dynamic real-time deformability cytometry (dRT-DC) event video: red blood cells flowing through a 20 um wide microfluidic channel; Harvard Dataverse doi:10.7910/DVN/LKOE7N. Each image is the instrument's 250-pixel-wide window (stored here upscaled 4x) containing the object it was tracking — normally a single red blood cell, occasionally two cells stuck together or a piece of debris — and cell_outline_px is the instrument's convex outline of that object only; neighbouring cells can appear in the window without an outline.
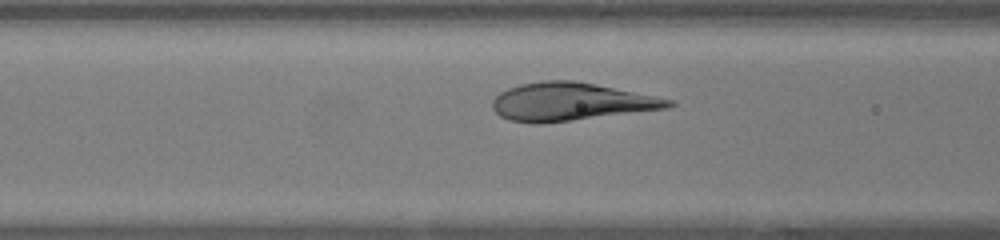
{"species": "human", "species_latin": "Homo sapiens", "temperature_condition": "warm", "stored_images_in_passage": 33, "camera_frame_rate_fps": 3000, "um_per_image_px": 0.085, "donor": {"sex": "female"}, "frame": {"image": 1, "passage_image": 11, "time_ms": 3.333, "image_size_px": [1000, 240], "cell_outline_px": [[676, 104], [668, 108], [544, 124], [532, 124], [508, 120], [500, 116], [492, 108], [492, 100], [500, 92], [508, 88], [520, 84], [544, 80], [576, 80], [596, 84], [672, 100]], "centroid_in_image_um": [48.45, 8.66], "position_along_channel_um": 118.1, "area_um2": 39.02}}
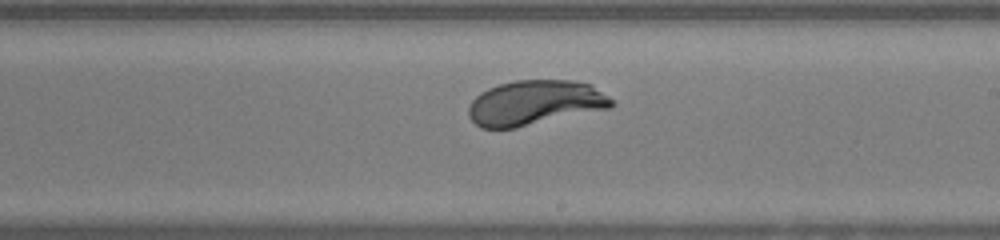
{"frame": {"image": 2, "passage_image": 20, "time_ms": 6.333, "image_size_px": [1000, 240], "cell_outline_px": [[616, 104], [612, 108], [516, 128], [480, 128], [468, 116], [468, 108], [472, 100], [480, 92], [488, 88], [500, 84], [516, 80], [572, 80], [592, 84], [608, 96]], "centroid_in_image_um": [45.49, 8.74], "position_along_channel_um": 243.5, "area_um2": 37.69}}
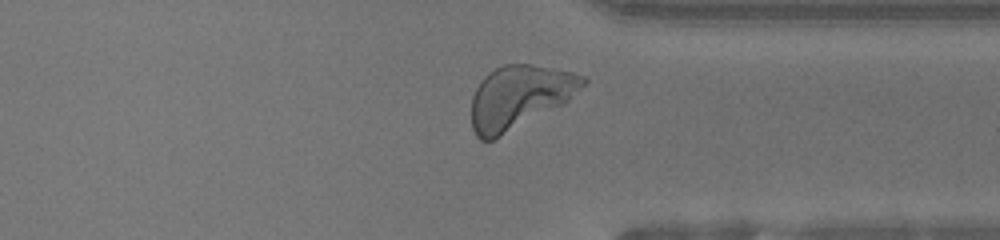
{"frame": {"image": 3, "passage_image": 29, "time_ms": 9.333, "image_size_px": [1000, 240], "cell_outline_px": [[588, 80], [564, 104], [492, 140], [480, 140], [476, 136], [472, 128], [472, 96], [476, 88], [484, 76], [488, 72], [504, 64], [528, 64], [572, 72], [584, 76]], "centroid_in_image_um": [44.13, 8.24], "position_along_channel_um": 367.3, "area_um2": 40.58}, "authors_computed_cell_mechanics": {"area_um2": 38.437, "velocity_mm_per_s": 4.1972, "shape_relaxation_time_tau1_ms": 1.8584, "shape_relaxation_time_tau2_ms": null, "deformation_change_tau1": 0.1649, "deformation_change_tau2": null}}